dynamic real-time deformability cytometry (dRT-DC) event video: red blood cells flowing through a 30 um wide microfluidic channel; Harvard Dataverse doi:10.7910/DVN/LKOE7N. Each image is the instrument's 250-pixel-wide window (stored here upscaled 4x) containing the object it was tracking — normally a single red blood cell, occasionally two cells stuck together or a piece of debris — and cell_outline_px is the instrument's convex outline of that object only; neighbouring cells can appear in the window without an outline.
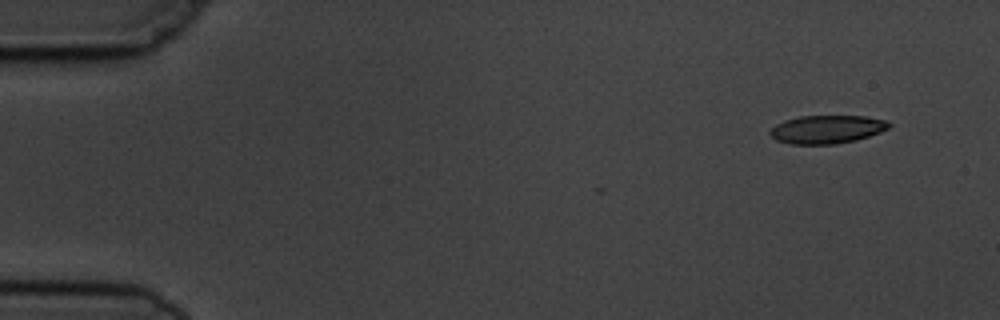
{"species": "common noctule bat (a hibernating species)", "species_latin": "Nyctalus noctula", "temperature_condition": "cold", "stored_images_in_passage": 5, "camera_frame_rate_fps": 3000, "um_per_image_px": 0.085, "animal": {"sex": "male", "body_mass_g": 19.5, "forearm_length_mm": 54.6}, "frame": {"image": 1, "passage_image": 1, "time_ms": 0.0, "image_size_px": [1000, 320], "cell_outline_px": [[892, 124], [888, 128], [880, 132], [856, 140], [832, 144], [788, 144], [776, 140], [768, 132], [776, 124], [784, 120], [800, 116], [864, 116], [884, 120]], "centroid_in_image_um": [70.26, 10.99], "position_along_channel_um": 14.7, "area_um2": 19.48}}
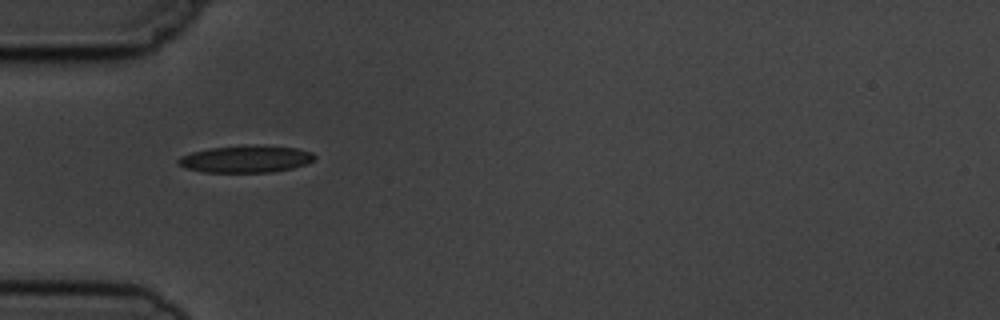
{"frame": {"image": 2, "passage_image": 4, "time_ms": 4.333, "image_size_px": [1000, 320], "cell_outline_px": [[316, 160], [292, 168], [268, 172], [204, 172], [184, 168], [176, 164], [176, 160], [180, 156], [192, 152], [208, 148], [240, 144], [256, 144], [296, 148], [312, 152], [316, 156]], "centroid_in_image_um": [20.86, 13.49], "position_along_channel_um": 64.1, "area_um2": 21.96}}
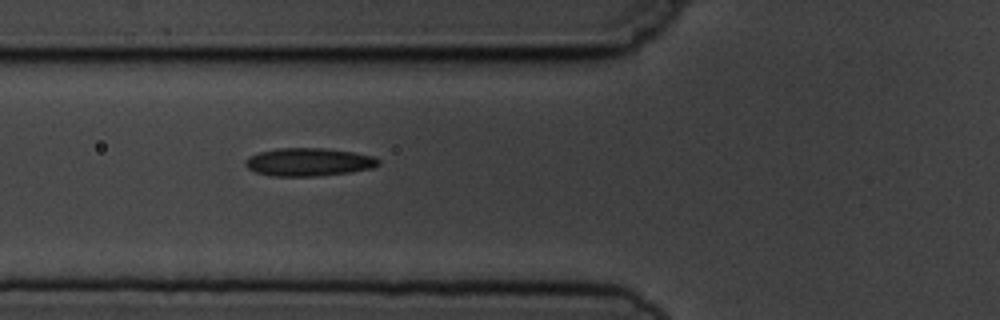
{"frame": {"image": 3, "passage_image": 5, "time_ms": 5.333, "image_size_px": [1000, 320], "cell_outline_px": [[380, 164], [372, 168], [352, 172], [316, 176], [272, 176], [256, 172], [248, 168], [244, 164], [244, 160], [248, 156], [260, 152], [276, 148], [324, 148], [356, 152], [372, 156], [380, 160]], "centroid_in_image_um": [26.24, 13.77], "position_along_channel_um": 99.6, "area_um2": 21.91}}